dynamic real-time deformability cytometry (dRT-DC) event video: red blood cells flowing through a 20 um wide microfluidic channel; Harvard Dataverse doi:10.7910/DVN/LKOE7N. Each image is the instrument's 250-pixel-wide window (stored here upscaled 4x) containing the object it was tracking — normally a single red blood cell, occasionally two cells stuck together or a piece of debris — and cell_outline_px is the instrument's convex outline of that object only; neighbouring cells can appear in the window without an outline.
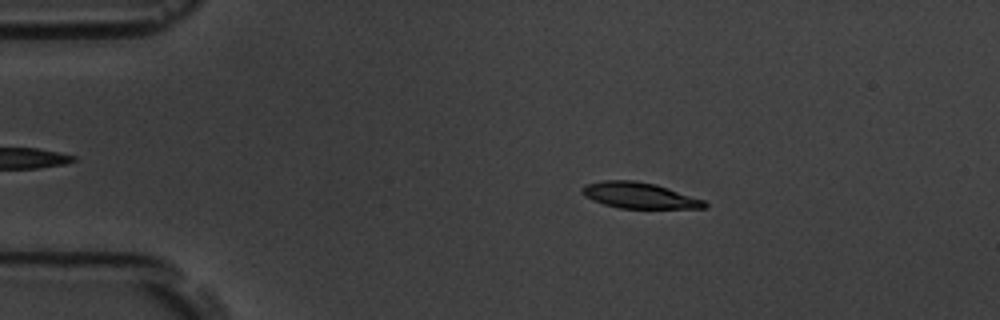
{"species": "common noctule bat (a hibernating species)", "species_latin": "Nyctalus noctula", "temperature_condition": "room temperature", "stored_images_in_passage": 46, "camera_frame_rate_fps": 3000, "um_per_image_px": 0.085, "animal": {"sex": "male", "body_mass_g": 19.5, "forearm_length_mm": 54.6}, "frame": {"image": 1, "passage_image": 10, "time_ms": 3.0, "image_size_px": [1000, 320], "cell_outline_px": [[708, 208], [620, 208], [604, 204], [592, 200], [584, 196], [580, 192], [580, 188], [584, 184], [600, 180], [636, 180], [656, 184], [704, 200], [708, 204]], "centroid_in_image_um": [54.29, 16.6], "position_along_channel_um": 30.7, "area_um2": 18.67}}
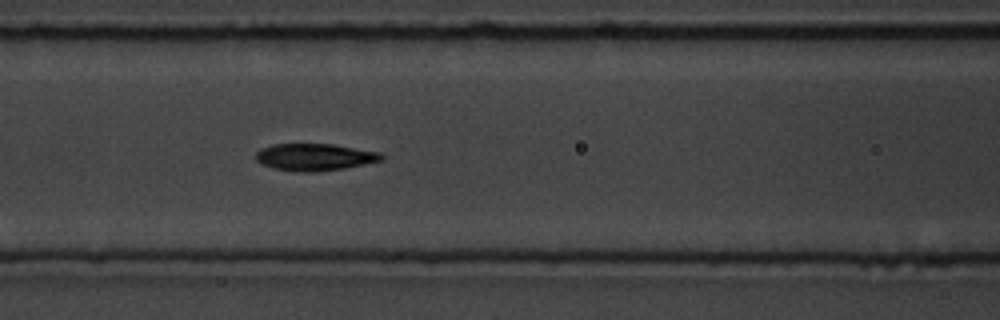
{"frame": {"image": 2, "passage_image": 23, "time_ms": 7.333, "image_size_px": [1000, 320], "cell_outline_px": [[384, 160], [344, 168], [316, 172], [300, 172], [272, 168], [256, 160], [256, 152], [260, 148], [272, 144], [332, 144], [380, 152], [384, 156]], "centroid_in_image_um": [26.75, 13.35], "position_along_channel_um": 139.9, "area_um2": 19.83}}
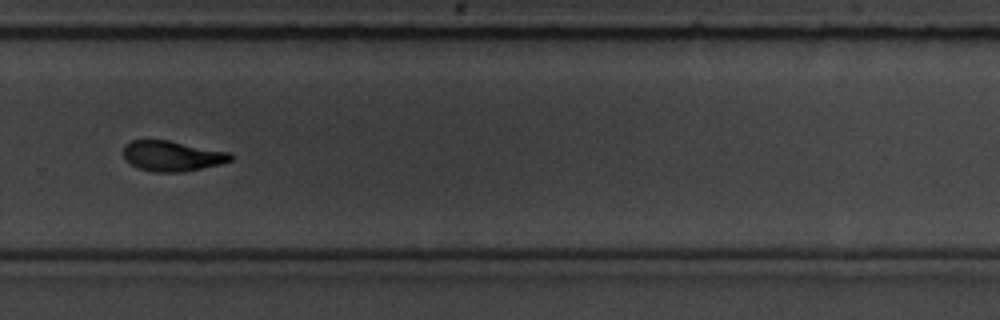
{"frame": {"image": 3, "passage_image": 37, "time_ms": 12.0, "image_size_px": [1000, 320], "cell_outline_px": [[232, 160], [220, 164], [184, 172], [152, 172], [140, 168], [132, 164], [124, 156], [124, 144], [132, 140], [168, 140], [232, 152]], "centroid_in_image_um": [14.67, 13.25], "position_along_channel_um": 315.1, "area_um2": 18.96}, "authors_computed_cell_mechanics": {"area_um2": 19.363, "velocity_mm_per_s": 3.7664, "shape_relaxation_time_tau1_ms": 2.9966, "shape_relaxation_time_tau2_ms": 3.3689, "deformation_change_tau1": 0.1547, "deformation_change_tau2": 0.0656}}